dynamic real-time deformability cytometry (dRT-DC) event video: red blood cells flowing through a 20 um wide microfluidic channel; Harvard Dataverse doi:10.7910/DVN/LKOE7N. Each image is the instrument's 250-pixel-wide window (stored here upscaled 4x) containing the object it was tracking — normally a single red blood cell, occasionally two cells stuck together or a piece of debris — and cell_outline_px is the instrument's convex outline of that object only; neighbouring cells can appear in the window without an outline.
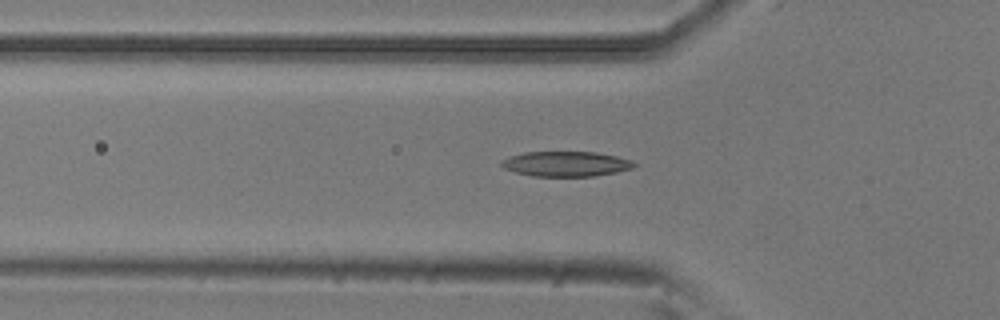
{"species": "common noctule bat (a hibernating species)", "species_latin": "Nyctalus noctula", "temperature_condition": "room temperature", "stored_images_in_passage": 33, "camera_frame_rate_fps": 3000, "um_per_image_px": 0.085, "animal": {"sex": "male", "body_mass_g": 20.5, "forearm_length_mm": 52.5}, "frame": {"image": 1, "passage_image": 11, "time_ms": 3.333, "image_size_px": [1000, 320], "cell_outline_px": [[640, 164], [632, 168], [616, 172], [596, 176], [532, 176], [516, 172], [504, 168], [500, 164], [500, 160], [508, 156], [524, 152], [596, 152], [616, 156], [632, 160]], "centroid_in_image_um": [48.12, 13.92], "position_along_channel_um": 77.7, "area_um2": 19.54}}
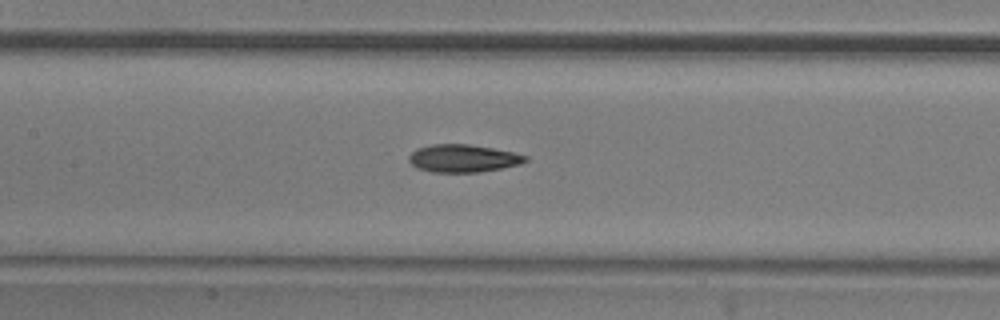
{"frame": {"image": 2, "passage_image": 18, "time_ms": 5.667, "image_size_px": [1000, 320], "cell_outline_px": [[528, 160], [520, 164], [480, 172], [432, 172], [416, 168], [408, 160], [408, 156], [416, 148], [432, 144], [468, 144], [492, 148], [512, 152], [528, 156]], "centroid_in_image_um": [39.33, 13.46], "position_along_channel_um": 168.1, "area_um2": 18.79}}
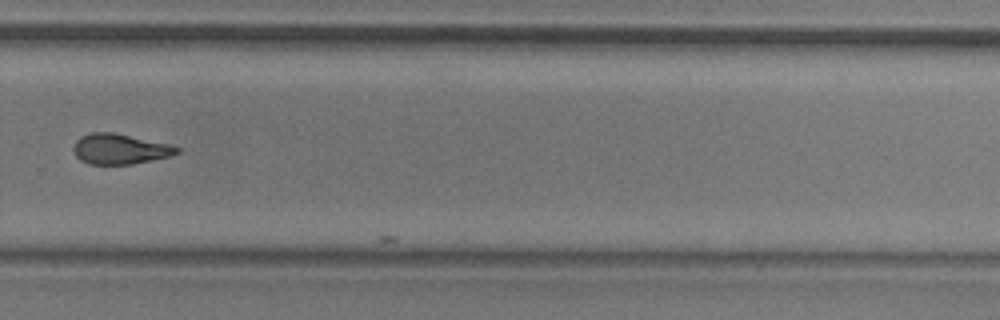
{"frame": {"image": 3, "passage_image": 30, "time_ms": 9.667, "image_size_px": [1000, 320], "cell_outline_px": [[180, 152], [172, 156], [132, 164], [88, 164], [80, 160], [76, 156], [72, 148], [76, 140], [80, 136], [92, 132], [112, 132], [168, 144], [180, 148]], "centroid_in_image_um": [10.17, 12.67], "position_along_channel_um": 319.6, "area_um2": 18.26}}